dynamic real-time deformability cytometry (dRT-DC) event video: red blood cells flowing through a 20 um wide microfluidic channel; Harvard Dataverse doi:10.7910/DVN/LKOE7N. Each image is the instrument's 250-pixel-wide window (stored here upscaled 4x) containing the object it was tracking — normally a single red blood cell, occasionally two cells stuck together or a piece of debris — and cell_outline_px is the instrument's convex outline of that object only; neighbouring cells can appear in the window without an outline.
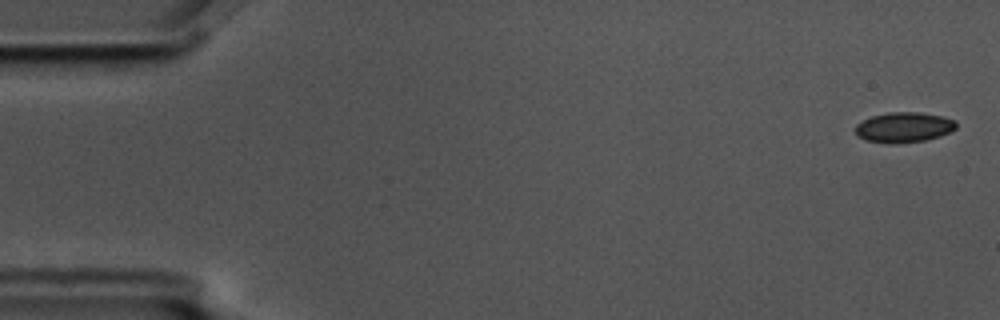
{"species": "common noctule bat (a hibernating species)", "species_latin": "Nyctalus noctula", "temperature_condition": "cold", "stored_images_in_passage": 5, "camera_frame_rate_fps": 3000, "um_per_image_px": 0.085, "animal": {"sex": "male", "body_mass_g": 17.5, "forearm_length_mm": 52.3}, "frame": {"image": 1, "passage_image": 1, "time_ms": 0.0, "image_size_px": [1000, 320], "cell_outline_px": [[956, 128], [940, 136], [924, 140], [896, 144], [888, 144], [868, 140], [860, 136], [856, 132], [856, 124], [872, 116], [888, 112], [920, 112], [944, 116], [956, 120]], "centroid_in_image_um": [76.86, 10.81], "position_along_channel_um": 8.1, "area_um2": 17.69}}